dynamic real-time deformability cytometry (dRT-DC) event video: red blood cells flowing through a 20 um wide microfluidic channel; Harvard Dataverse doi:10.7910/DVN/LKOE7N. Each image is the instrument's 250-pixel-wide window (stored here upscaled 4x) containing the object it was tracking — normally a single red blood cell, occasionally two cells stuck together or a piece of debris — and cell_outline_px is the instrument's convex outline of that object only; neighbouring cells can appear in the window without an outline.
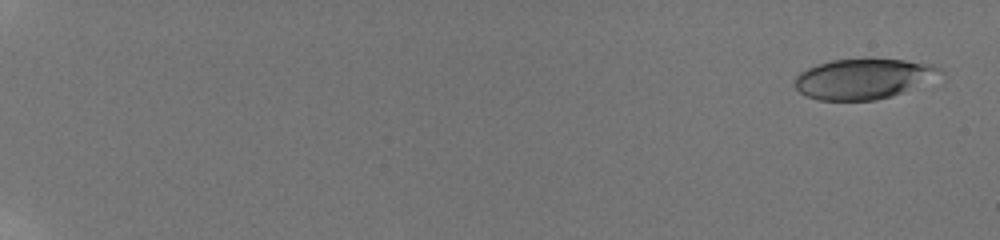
{"species": "human", "species_latin": "Homo sapiens", "temperature_condition": "room temperature", "stored_images_in_passage": 57, "camera_frame_rate_fps": 3000, "um_per_image_px": 0.085, "donor": {"sex": "male"}, "frame": {"image": 1, "passage_image": 1, "time_ms": 0.0, "image_size_px": [1000, 240], "cell_outline_px": [[944, 84], [876, 100], [816, 100], [800, 92], [796, 88], [796, 76], [800, 72], [816, 64], [832, 60], [904, 60], [932, 64], [940, 68], [944, 72]], "centroid_in_image_um": [73.67, 6.73], "position_along_channel_um": 11.3, "area_um2": 35.49}}
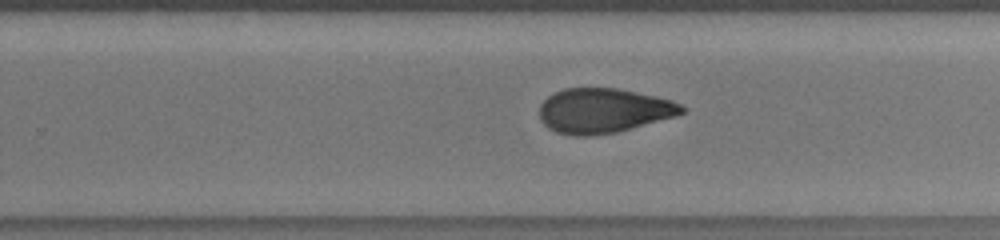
{"frame": {"image": 2, "passage_image": 40, "time_ms": 13.0, "image_size_px": [1000, 240], "cell_outline_px": [[688, 108], [684, 112], [676, 116], [616, 132], [588, 136], [572, 136], [556, 132], [548, 128], [540, 120], [540, 104], [552, 92], [564, 88], [616, 88], [656, 96], [672, 100]], "centroid_in_image_um": [51.28, 9.4], "position_along_channel_um": 278.5, "area_um2": 37.22}}
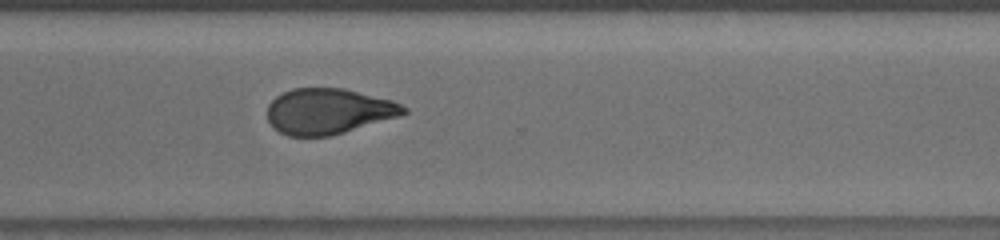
{"frame": {"image": 3, "passage_image": 45, "time_ms": 14.667, "image_size_px": [1000, 240], "cell_outline_px": [[408, 112], [400, 116], [332, 136], [288, 136], [280, 132], [268, 120], [268, 104], [276, 96], [292, 88], [344, 88], [392, 100], [408, 108]], "centroid_in_image_um": [27.94, 9.46], "position_along_channel_um": 342.7, "area_um2": 36.3}, "authors_computed_cell_mechanics": {"area_um2": 36.4718, "velocity_mm_per_s": 3.8529, "shape_relaxation_time_tau1_ms": null, "shape_relaxation_time_tau2_ms": 2.7828, "deformation_change_tau1": null, "deformation_change_tau2": 0.0997}}